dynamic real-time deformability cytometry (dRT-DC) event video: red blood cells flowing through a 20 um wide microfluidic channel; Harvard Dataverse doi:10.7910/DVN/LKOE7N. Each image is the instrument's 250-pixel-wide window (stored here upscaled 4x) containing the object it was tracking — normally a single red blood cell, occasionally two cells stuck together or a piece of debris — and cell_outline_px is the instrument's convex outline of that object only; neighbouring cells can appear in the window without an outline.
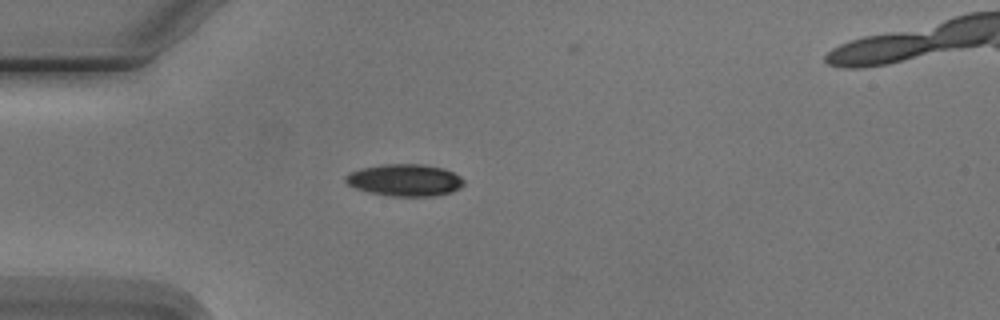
{"species": "Egyptian fruit bat (a non-hibernating species)", "species_latin": "Rousettus aegyptiacus", "temperature_condition": "cold", "stored_images_in_passage": 4, "camera_frame_rate_fps": 3000, "um_per_image_px": 0.085, "animal": {"sex": "male"}, "frame": {"image": 1, "passage_image": 3, "time_ms": 2.333, "image_size_px": [1000, 320], "cell_outline_px": [[464, 184], [460, 188], [452, 192], [428, 196], [392, 196], [368, 192], [356, 188], [348, 184], [344, 180], [344, 176], [348, 172], [360, 168], [380, 164], [424, 164], [444, 168], [460, 176], [464, 180]], "centroid_in_image_um": [34.39, 15.29], "position_along_channel_um": 50.6, "area_um2": 22.2}}